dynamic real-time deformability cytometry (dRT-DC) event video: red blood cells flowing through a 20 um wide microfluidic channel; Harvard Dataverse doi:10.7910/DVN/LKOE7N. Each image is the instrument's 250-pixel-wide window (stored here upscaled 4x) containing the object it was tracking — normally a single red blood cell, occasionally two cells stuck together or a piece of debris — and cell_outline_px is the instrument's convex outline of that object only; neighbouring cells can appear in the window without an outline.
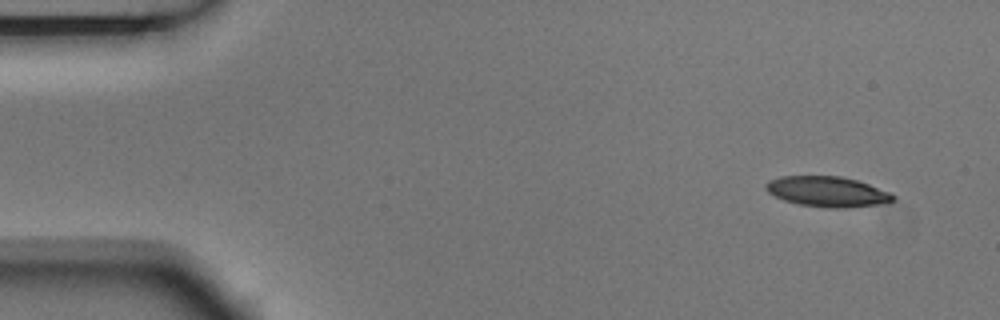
{"species": "Egyptian fruit bat (a non-hibernating species)", "species_latin": "Rousettus aegyptiacus", "temperature_condition": "room temperature", "stored_images_in_passage": 4, "camera_frame_rate_fps": 3000, "um_per_image_px": 0.085, "animal": {"sex": "male"}, "frame": {"image": 1, "passage_image": 1, "time_ms": 0.0, "image_size_px": [1000, 320], "cell_outline_px": [[896, 200], [888, 204], [844, 208], [828, 208], [800, 204], [784, 200], [768, 192], [764, 188], [764, 184], [768, 180], [780, 176], [840, 176], [856, 180], [892, 192], [896, 196]], "centroid_in_image_um": [70.38, 16.29], "position_along_channel_um": 14.6, "area_um2": 22.83}}
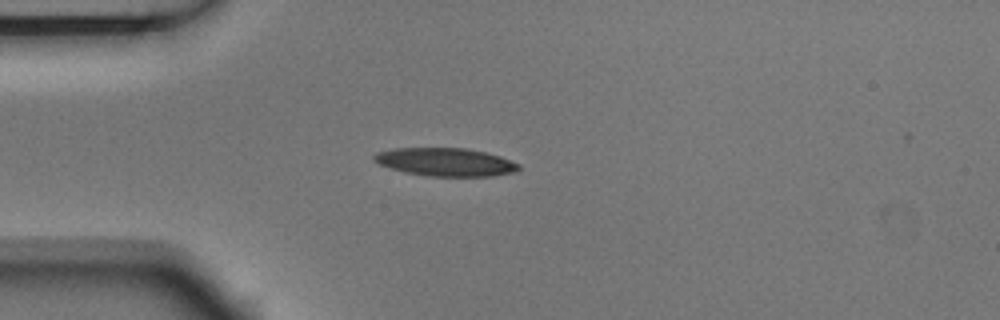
{"frame": {"image": 2, "passage_image": 4, "time_ms": 1.0, "image_size_px": [1000, 320], "cell_outline_px": [[520, 168], [512, 172], [492, 176], [428, 176], [404, 172], [380, 164], [372, 160], [372, 156], [376, 152], [392, 148], [464, 148], [484, 152], [500, 156], [520, 164]], "centroid_in_image_um": [37.83, 13.77], "position_along_channel_um": 47.2, "area_um2": 23.64}}